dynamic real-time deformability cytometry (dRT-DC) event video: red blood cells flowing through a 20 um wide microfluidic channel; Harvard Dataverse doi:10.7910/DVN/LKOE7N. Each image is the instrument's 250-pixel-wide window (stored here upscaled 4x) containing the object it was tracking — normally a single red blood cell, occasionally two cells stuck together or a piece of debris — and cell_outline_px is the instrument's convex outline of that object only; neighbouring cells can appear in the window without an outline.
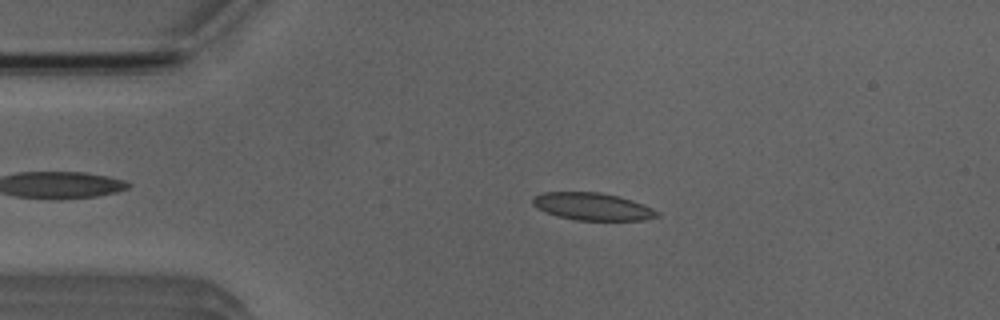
{"species": "Egyptian fruit bat (a non-hibernating species)", "species_latin": "Rousettus aegyptiacus", "temperature_condition": "room temperature", "stored_images_in_passage": 3, "camera_frame_rate_fps": 3000, "um_per_image_px": 0.085, "animal": {"sex": "male"}, "frame": {"image": 1, "passage_image": 2, "time_ms": 2.0, "image_size_px": [1000, 320], "cell_outline_px": [[660, 216], [644, 220], [576, 220], [544, 212], [536, 208], [532, 204], [532, 196], [544, 192], [600, 192], [620, 196], [632, 200], [652, 208], [660, 212]], "centroid_in_image_um": [50.35, 17.55], "position_along_channel_um": 34.6, "area_um2": 20.0}}